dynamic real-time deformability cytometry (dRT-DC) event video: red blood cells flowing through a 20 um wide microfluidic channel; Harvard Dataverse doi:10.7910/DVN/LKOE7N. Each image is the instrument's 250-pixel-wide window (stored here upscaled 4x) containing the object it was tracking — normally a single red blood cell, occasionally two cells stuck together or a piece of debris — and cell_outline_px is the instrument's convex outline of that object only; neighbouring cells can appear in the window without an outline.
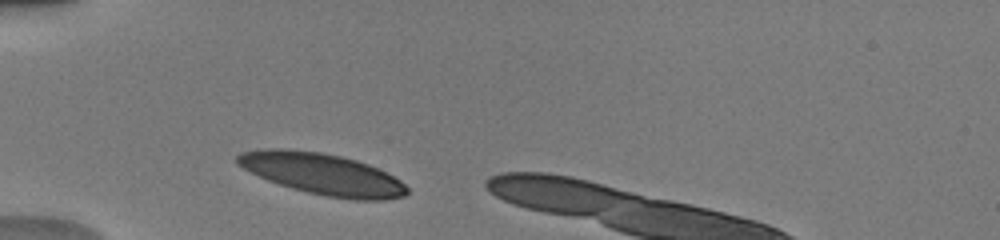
{"species": "human", "species_latin": "Homo sapiens", "temperature_condition": "warm", "stored_images_in_passage": 19, "camera_frame_rate_fps": 3000, "um_per_image_px": 0.085, "donor": {"sex": "male"}, "frame": {"image": 1, "passage_image": 1, "time_ms": 0.0, "image_size_px": [1000, 240], "cell_outline_px": [[408, 192], [404, 196], [384, 200], [356, 200], [324, 196], [292, 188], [268, 180], [236, 164], [236, 156], [240, 152], [268, 148], [280, 148], [320, 152], [340, 156], [356, 160], [368, 164], [400, 180], [408, 188]], "centroid_in_image_um": [27.39, 14.79], "position_along_channel_um": 57.6, "area_um2": 40.58}}
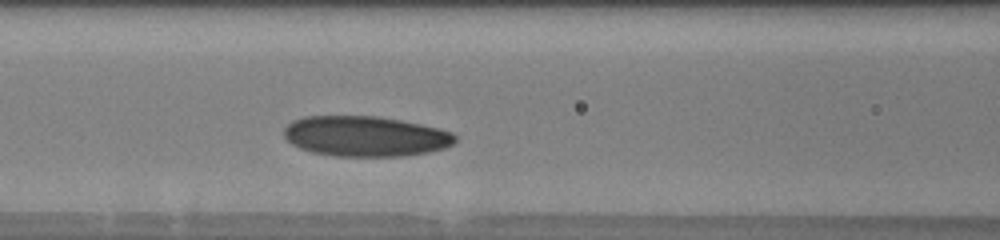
{"frame": {"image": 2, "passage_image": 13, "time_ms": 2.333, "image_size_px": [1000, 240], "cell_outline_px": [[456, 140], [452, 144], [444, 148], [428, 152], [404, 156], [336, 156], [312, 152], [300, 148], [292, 144], [284, 136], [284, 128], [292, 120], [304, 116], [376, 116], [400, 120], [420, 124], [452, 132], [456, 136]], "centroid_in_image_um": [31.03, 11.58], "position_along_channel_um": 135.6, "area_um2": 40.17}}
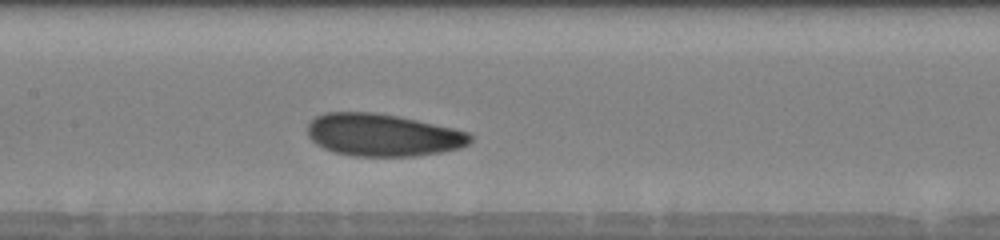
{"frame": {"image": 3, "passage_image": 17, "time_ms": 3.333, "image_size_px": [1000, 240], "cell_outline_px": [[472, 140], [468, 144], [460, 148], [440, 152], [412, 156], [352, 156], [332, 152], [316, 144], [308, 136], [308, 124], [316, 116], [324, 112], [376, 112], [400, 116], [452, 128], [468, 132], [472, 136]], "centroid_in_image_um": [32.51, 11.47], "position_along_channel_um": 174.9, "area_um2": 40.34}}